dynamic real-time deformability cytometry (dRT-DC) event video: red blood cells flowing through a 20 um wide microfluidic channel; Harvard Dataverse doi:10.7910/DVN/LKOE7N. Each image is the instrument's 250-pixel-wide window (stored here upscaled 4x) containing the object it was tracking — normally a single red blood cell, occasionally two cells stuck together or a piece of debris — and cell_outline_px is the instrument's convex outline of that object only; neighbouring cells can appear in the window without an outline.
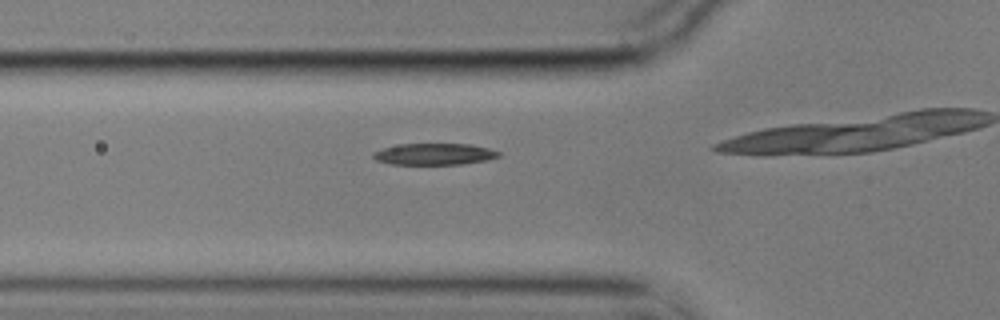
{"species": "common noctule bat (a hibernating species)", "species_latin": "Nyctalus noctula", "temperature_condition": "cold", "stored_images_in_passage": 22, "camera_frame_rate_fps": 3000, "um_per_image_px": 0.085, "animal": {"sex": "male", "body_mass_g": 17.9}, "frame": {"image": 1, "passage_image": 7, "time_ms": 2.0, "image_size_px": [1000, 320], "cell_outline_px": [[500, 156], [488, 160], [460, 164], [388, 164], [376, 160], [372, 156], [372, 152], [384, 148], [400, 144], [472, 144], [488, 148], [500, 152]], "centroid_in_image_um": [36.91, 13.1], "position_along_channel_um": 88.9, "area_um2": 15.72}}
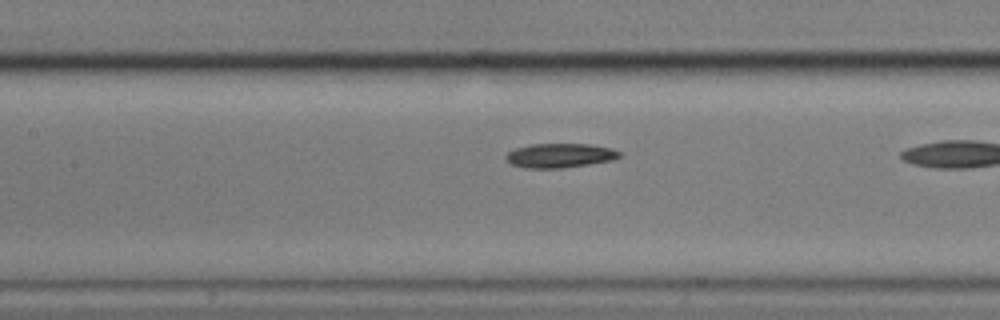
{"frame": {"image": 2, "passage_image": 13, "time_ms": 4.0, "image_size_px": [1000, 320], "cell_outline_px": [[620, 156], [612, 160], [588, 164], [560, 168], [524, 168], [512, 164], [504, 156], [508, 152], [516, 148], [532, 144], [588, 144], [612, 148], [620, 152]], "centroid_in_image_um": [47.58, 13.21], "position_along_channel_um": 159.8, "area_um2": 15.9}}
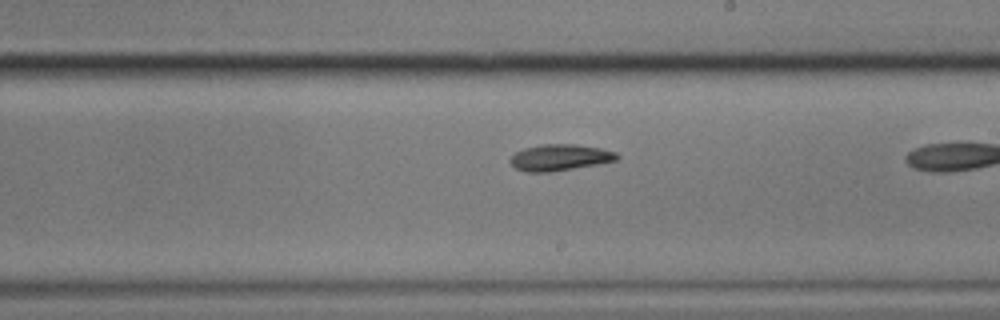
{"frame": {"image": 3, "passage_image": 20, "time_ms": 6.333, "image_size_px": [1000, 320], "cell_outline_px": [[620, 156], [616, 160], [600, 164], [552, 172], [524, 172], [516, 168], [508, 160], [516, 152], [524, 148], [540, 144], [576, 144], [600, 148], [616, 152]], "centroid_in_image_um": [47.59, 13.39], "position_along_channel_um": 241.4, "area_um2": 16.53}}